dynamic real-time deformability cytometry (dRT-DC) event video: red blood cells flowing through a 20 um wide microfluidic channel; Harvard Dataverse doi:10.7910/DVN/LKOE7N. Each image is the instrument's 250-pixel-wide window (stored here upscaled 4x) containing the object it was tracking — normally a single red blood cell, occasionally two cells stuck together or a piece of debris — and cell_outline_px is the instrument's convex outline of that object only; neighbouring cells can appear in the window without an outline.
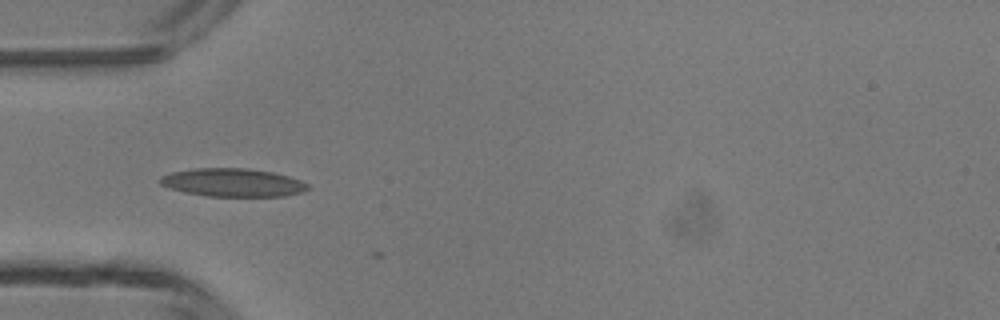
{"species": "common noctule bat (a hibernating species)", "species_latin": "Nyctalus noctula", "temperature_condition": "room temperature", "stored_images_in_passage": 2, "camera_frame_rate_fps": 3000, "um_per_image_px": 0.085, "animal": {"sex": "male", "body_mass_g": 13.3}, "frame": {"image": 1, "passage_image": 1, "time_ms": 0.0, "image_size_px": [1000, 320], "cell_outline_px": [[308, 188], [304, 192], [284, 196], [208, 196], [184, 192], [160, 184], [156, 180], [160, 176], [172, 172], [192, 168], [248, 168], [272, 172], [288, 176], [300, 180], [308, 184]], "centroid_in_image_um": [19.76, 15.51], "position_along_channel_um": 65.2, "area_um2": 24.33}}